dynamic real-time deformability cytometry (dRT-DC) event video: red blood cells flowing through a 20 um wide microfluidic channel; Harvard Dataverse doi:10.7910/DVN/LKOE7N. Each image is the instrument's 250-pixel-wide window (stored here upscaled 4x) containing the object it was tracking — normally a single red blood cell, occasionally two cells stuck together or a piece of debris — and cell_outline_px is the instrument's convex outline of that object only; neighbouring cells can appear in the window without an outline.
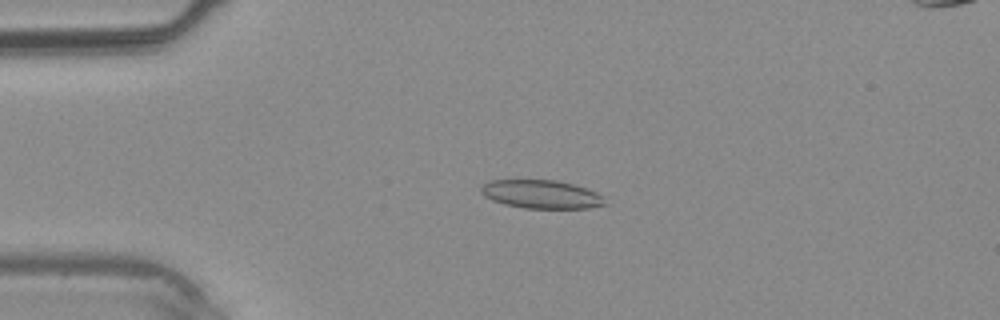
{"species": "common noctule bat (a hibernating species)", "species_latin": "Nyctalus noctula", "temperature_condition": "warm", "stored_images_in_passage": 37, "camera_frame_rate_fps": 3000, "um_per_image_px": 0.085, "animal": {"sex": "male", "body_mass_g": 20.4}, "frame": {"image": 1, "passage_image": 8, "time_ms": 2.333, "image_size_px": [1000, 320], "cell_outline_px": [[608, 204], [588, 208], [524, 208], [504, 204], [492, 200], [484, 196], [480, 192], [480, 184], [488, 180], [556, 180], [572, 184], [596, 192], [604, 196]], "centroid_in_image_um": [45.98, 16.51], "position_along_channel_um": 39.0, "area_um2": 20.69}}
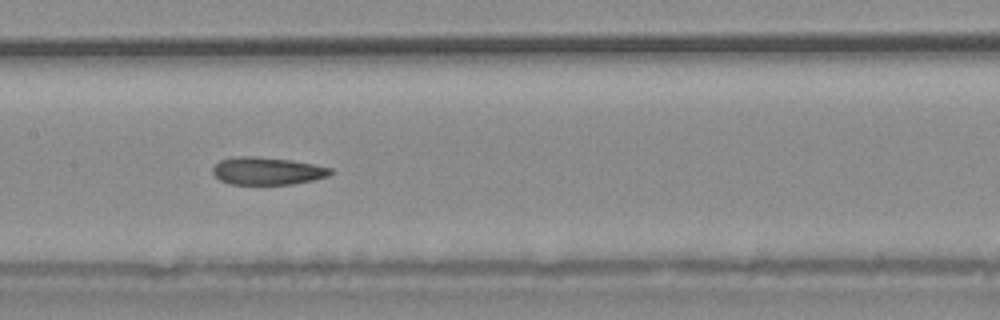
{"frame": {"image": 2, "passage_image": 18, "time_ms": 5.667, "image_size_px": [1000, 320], "cell_outline_px": [[332, 172], [328, 176], [312, 180], [292, 184], [228, 184], [220, 180], [212, 172], [212, 168], [220, 160], [232, 156], [256, 156], [292, 160], [316, 164], [332, 168]], "centroid_in_image_um": [22.7, 14.52], "position_along_channel_um": 184.7, "area_um2": 19.07}}
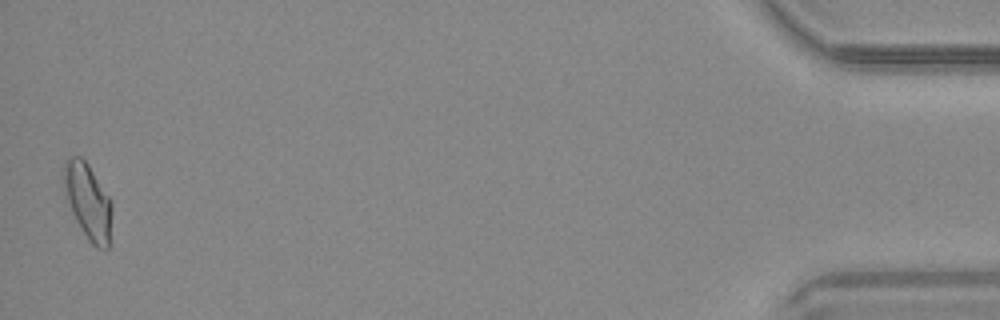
{"frame": {"image": 3, "passage_image": 37, "time_ms": 12.0, "image_size_px": [1000, 320], "cell_outline_px": [[112, 212], [108, 248], [96, 248], [88, 240], [76, 220], [72, 212], [68, 200], [64, 180], [64, 164], [68, 156], [80, 156], [88, 164], [112, 200]], "centroid_in_image_um": [7.51, 17.11], "position_along_channel_um": 427.7, "area_um2": 20.92}}